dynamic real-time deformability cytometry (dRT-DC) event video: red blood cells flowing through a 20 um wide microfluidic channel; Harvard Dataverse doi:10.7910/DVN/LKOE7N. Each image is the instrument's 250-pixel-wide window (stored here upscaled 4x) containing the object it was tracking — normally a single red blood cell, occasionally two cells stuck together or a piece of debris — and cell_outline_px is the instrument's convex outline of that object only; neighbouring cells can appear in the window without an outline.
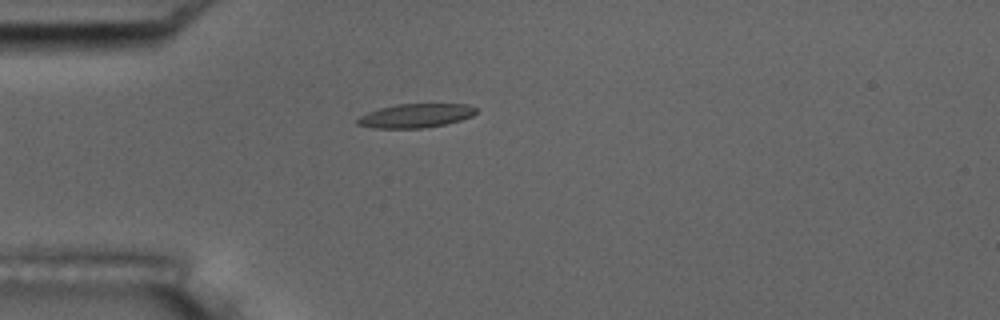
{"species": "common noctule bat (a hibernating species)", "species_latin": "Nyctalus noctula", "temperature_condition": "room temperature", "stored_images_in_passage": 38, "camera_frame_rate_fps": 3000, "um_per_image_px": 0.085, "animal": {"sex": "male", "body_mass_g": 17.5, "forearm_length_mm": 52.3}, "frame": {"image": 1, "passage_image": 1, "time_ms": 0.0, "image_size_px": [1000, 320], "cell_outline_px": [[476, 112], [472, 116], [460, 120], [444, 124], [420, 128], [372, 128], [356, 124], [356, 120], [360, 116], [368, 112], [380, 108], [396, 104], [468, 104], [476, 108]], "centroid_in_image_um": [35.3, 9.83], "position_along_channel_um": 49.7, "area_um2": 16.42}}
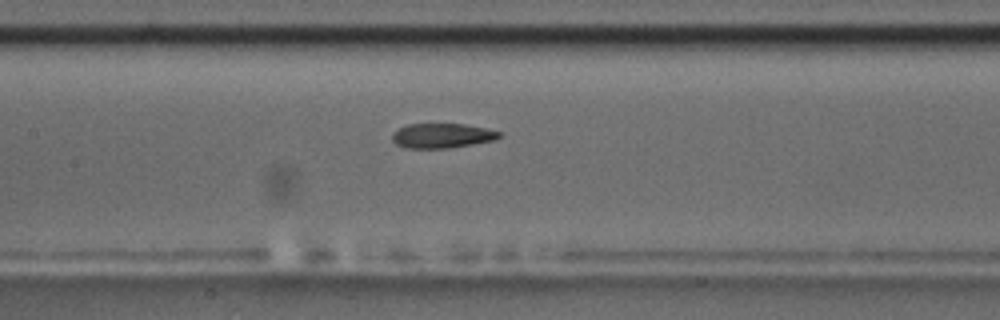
{"frame": {"image": 2, "passage_image": 12, "time_ms": 3.667, "image_size_px": [1000, 320], "cell_outline_px": [[500, 136], [496, 140], [448, 148], [404, 148], [396, 144], [392, 140], [392, 132], [408, 124], [464, 124], [488, 128], [500, 132]], "centroid_in_image_um": [37.57, 11.53], "position_along_channel_um": 169.8, "area_um2": 15.43}, "authors_computed_cell_mechanics": {"area_um2": 16.473, "velocity_mm_per_s": 3.6118, "shape_relaxation_time_tau1_ms": 10.7477, "shape_relaxation_time_tau2_ms": 2.4447, "deformation_change_tau1": 0.2614, "deformation_change_tau2": 0.09}}